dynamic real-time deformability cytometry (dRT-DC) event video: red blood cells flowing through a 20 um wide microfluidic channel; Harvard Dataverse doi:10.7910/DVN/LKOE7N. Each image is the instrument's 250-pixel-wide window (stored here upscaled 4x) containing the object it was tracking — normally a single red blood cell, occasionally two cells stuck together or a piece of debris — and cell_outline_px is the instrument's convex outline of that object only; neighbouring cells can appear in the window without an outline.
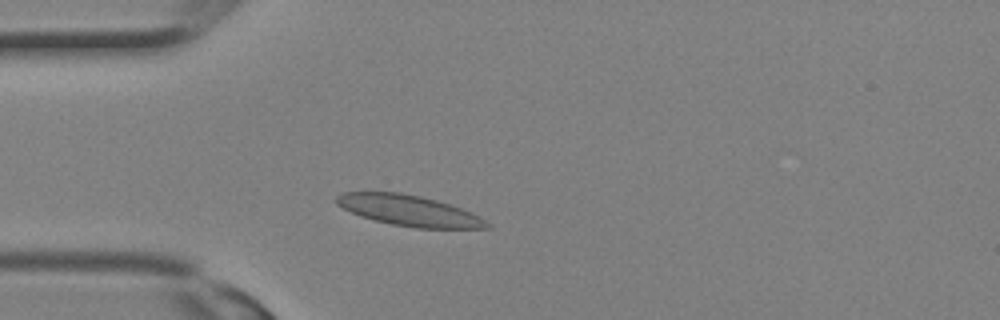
{"species": "Egyptian fruit bat (a non-hibernating species)", "species_latin": "Rousettus aegyptiacus", "temperature_condition": "room temperature", "stored_images_in_passage": 26, "camera_frame_rate_fps": 3000, "um_per_image_px": 0.085, "animal": {"sex": "female"}, "frame": {"image": 1, "passage_image": 3, "time_ms": 0.667, "image_size_px": [1000, 320], "cell_outline_px": [[492, 228], [416, 228], [392, 224], [360, 216], [336, 204], [336, 196], [344, 192], [400, 192], [420, 196], [436, 200], [472, 212], [484, 220]], "centroid_in_image_um": [34.75, 17.89], "position_along_channel_um": 50.2, "area_um2": 26.59}}
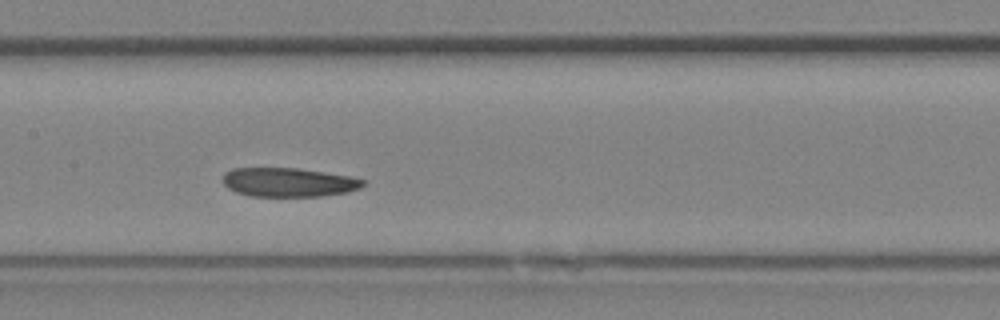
{"frame": {"image": 2, "passage_image": 10, "time_ms": 3.0, "image_size_px": [1000, 320], "cell_outline_px": [[368, 180], [360, 188], [348, 192], [324, 196], [248, 196], [236, 192], [228, 188], [224, 184], [224, 172], [232, 168], [300, 168], [352, 176]], "centroid_in_image_um": [24.57, 15.49], "position_along_channel_um": 182.8, "area_um2": 23.99}}
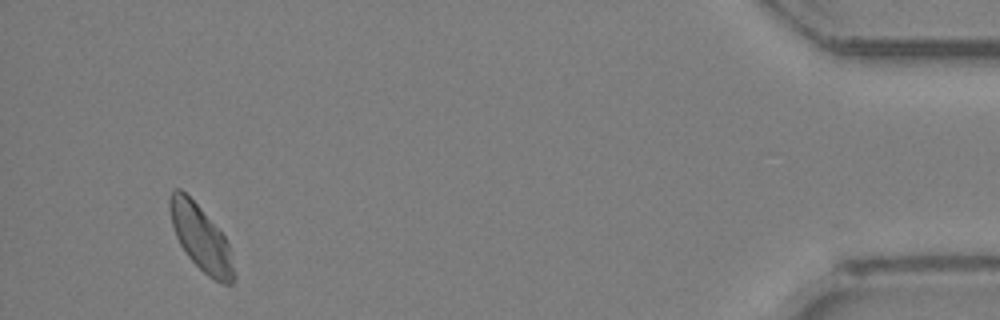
{"frame": {"image": 3, "passage_image": 25, "time_ms": 8.0, "image_size_px": [1000, 320], "cell_outline_px": [[236, 276], [232, 284], [224, 284], [208, 276], [188, 256], [180, 244], [176, 236], [172, 224], [168, 208], [168, 196], [172, 188], [180, 188], [200, 208], [224, 236], [228, 244]], "centroid_in_image_um": [17.05, 20.21], "position_along_channel_um": 418.2, "area_um2": 24.1}}